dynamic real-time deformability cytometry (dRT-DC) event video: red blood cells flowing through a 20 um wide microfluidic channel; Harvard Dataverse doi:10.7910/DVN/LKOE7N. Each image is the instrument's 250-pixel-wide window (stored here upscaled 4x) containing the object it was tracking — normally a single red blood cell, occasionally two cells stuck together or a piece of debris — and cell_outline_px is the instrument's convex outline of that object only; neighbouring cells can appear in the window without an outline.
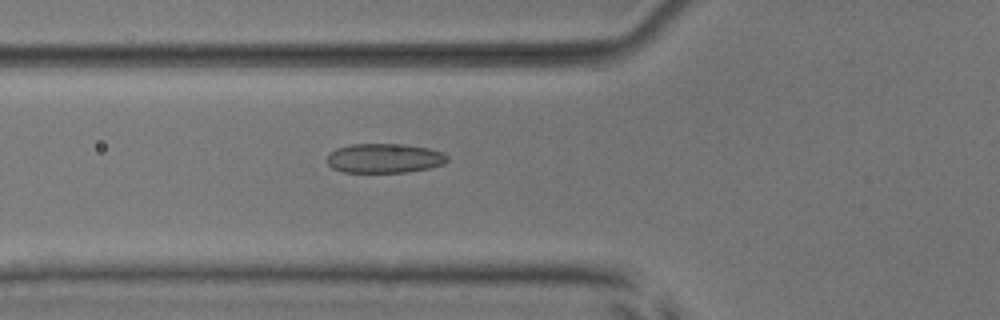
{"species": "common noctule bat (a hibernating species)", "species_latin": "Nyctalus noctula", "temperature_condition": "room temperature", "stored_images_in_passage": 46, "camera_frame_rate_fps": 3000, "um_per_image_px": 0.085, "animal": {"sex": "male", "body_mass_g": 17.9, "forearm_length_mm": 54.2}, "frame": {"image": 1, "passage_image": 11, "time_ms": 3.333, "image_size_px": [1000, 320], "cell_outline_px": [[448, 160], [444, 164], [428, 168], [408, 172], [344, 172], [332, 168], [328, 164], [328, 152], [336, 148], [352, 144], [404, 144], [428, 148], [444, 152], [448, 156]], "centroid_in_image_um": [32.68, 13.44], "position_along_channel_um": 93.1, "area_um2": 20.75}}
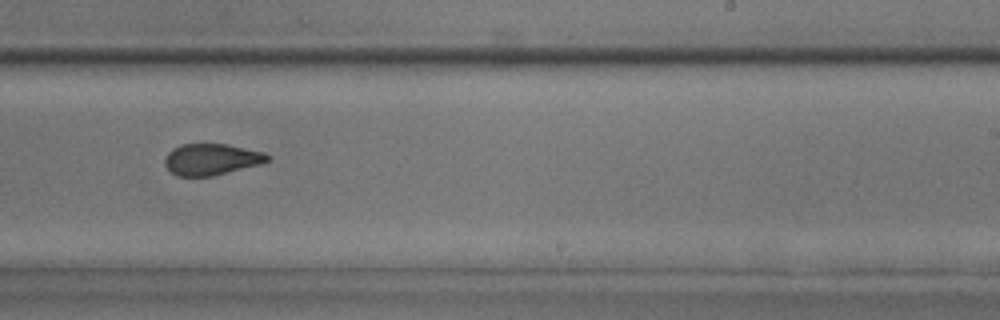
{"frame": {"image": 2, "passage_image": 25, "time_ms": 8.0, "image_size_px": [1000, 320], "cell_outline_px": [[272, 156], [268, 160], [260, 164], [212, 176], [176, 176], [164, 164], [164, 160], [168, 152], [172, 148], [180, 144], [228, 144], [264, 152]], "centroid_in_image_um": [17.96, 13.53], "position_along_channel_um": 271.0, "area_um2": 18.79}}
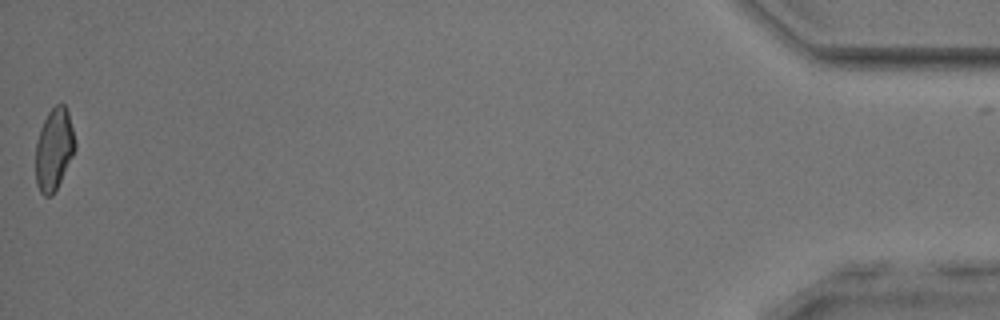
{"frame": {"image": 3, "passage_image": 45, "time_ms": 14.667, "image_size_px": [1000, 320], "cell_outline_px": [[76, 148], [52, 196], [44, 196], [40, 192], [36, 184], [36, 140], [40, 128], [48, 112], [56, 104], [64, 104], [68, 112], [76, 144]], "centroid_in_image_um": [4.57, 12.68], "position_along_channel_um": 430.6, "area_um2": 18.61}}